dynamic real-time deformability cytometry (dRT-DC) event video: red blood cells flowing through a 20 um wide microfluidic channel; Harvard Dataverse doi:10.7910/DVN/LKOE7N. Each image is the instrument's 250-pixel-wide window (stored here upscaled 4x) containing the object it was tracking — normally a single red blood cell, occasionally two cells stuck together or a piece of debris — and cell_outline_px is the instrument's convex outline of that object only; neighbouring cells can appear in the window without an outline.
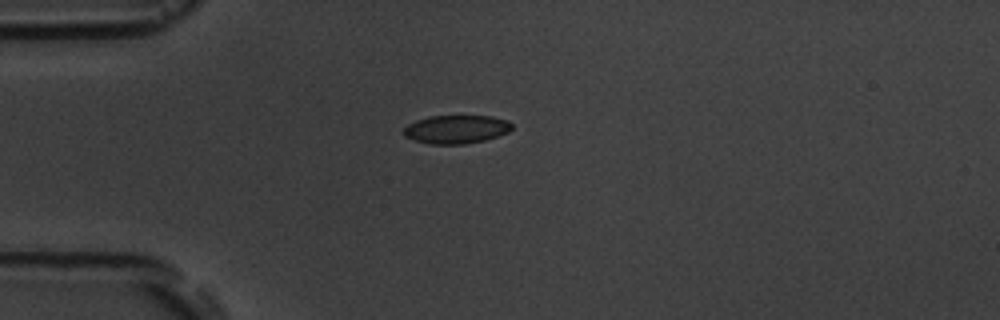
{"species": "common noctule bat (a hibernating species)", "species_latin": "Nyctalus noctula", "temperature_condition": "room temperature", "stored_images_in_passage": 2, "camera_frame_rate_fps": 3000, "um_per_image_px": 0.085, "animal": {"sex": "male", "body_mass_g": 19.5, "forearm_length_mm": 54.6}, "frame": {"image": 1, "passage_image": 2, "time_ms": 2.0, "image_size_px": [1000, 320], "cell_outline_px": [[512, 128], [508, 132], [484, 140], [464, 144], [432, 144], [416, 140], [404, 136], [404, 128], [408, 124], [416, 120], [428, 116], [492, 116], [508, 120], [512, 124]], "centroid_in_image_um": [38.79, 10.98], "position_along_channel_um": 46.2, "area_um2": 17.8}}